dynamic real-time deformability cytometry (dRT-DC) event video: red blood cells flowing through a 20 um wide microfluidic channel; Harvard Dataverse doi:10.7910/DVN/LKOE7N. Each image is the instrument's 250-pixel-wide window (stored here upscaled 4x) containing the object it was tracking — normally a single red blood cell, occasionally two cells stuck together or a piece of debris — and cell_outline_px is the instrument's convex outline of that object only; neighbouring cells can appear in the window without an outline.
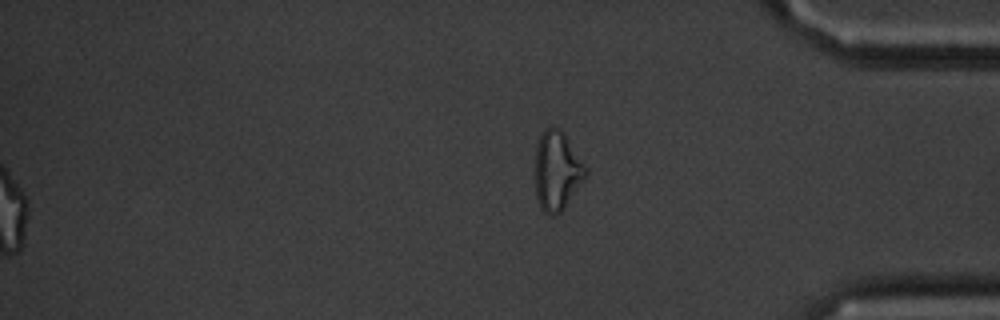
{"species": "common noctule bat (a hibernating species)", "species_latin": "Nyctalus noctula", "temperature_condition": "cold", "stored_images_in_passage": 51, "segment_of_instrument_passage": [2, 2], "camera_frame_rate_fps": 3000, "um_per_image_px": 0.085, "animal": {"sex": "male", "body_mass_g": 20.1, "forearm_length_mm": 53.5}, "frame": {"image": 1, "passage_image": 51, "time_ms": 16.667, "image_size_px": [1000, 320], "cell_outline_px": [[588, 176], [564, 208], [556, 216], [552, 216], [544, 212], [540, 208], [536, 196], [536, 144], [544, 128], [556, 128], [564, 136], [588, 168]], "centroid_in_image_um": [47.36, 14.59], "position_along_channel_um": 387.8, "area_um2": 23.12}}